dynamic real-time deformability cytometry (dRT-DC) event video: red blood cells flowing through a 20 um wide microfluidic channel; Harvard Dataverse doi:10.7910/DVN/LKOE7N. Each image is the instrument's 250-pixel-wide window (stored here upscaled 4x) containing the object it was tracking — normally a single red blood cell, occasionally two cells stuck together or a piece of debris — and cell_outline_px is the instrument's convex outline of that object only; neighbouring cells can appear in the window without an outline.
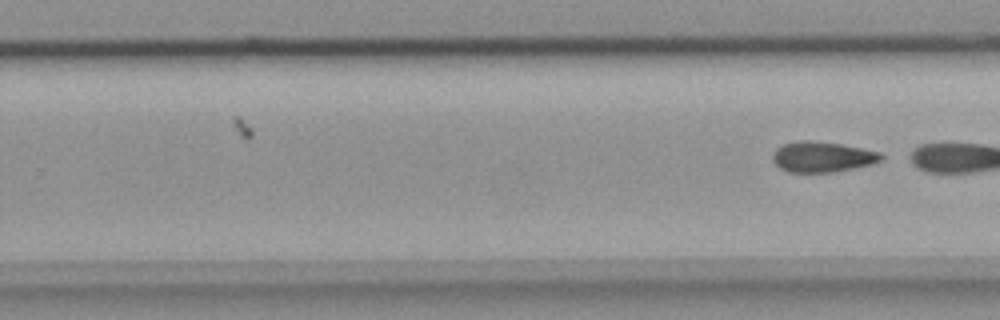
{"species": "common noctule bat (a hibernating species)", "species_latin": "Nyctalus noctula", "temperature_condition": "room temperature", "stored_images_in_passage": 8, "segment_of_instrument_passage": [2, 2], "camera_frame_rate_fps": 3000, "um_per_image_px": 0.085, "animal": {"sex": "female", "body_mass_g": 18.4}, "frame": {"image": 1, "passage_image": 8, "time_ms": 2.333, "image_size_px": [1000, 320], "cell_outline_px": [[884, 156], [880, 160], [872, 164], [836, 172], [788, 172], [780, 168], [772, 160], [772, 156], [776, 148], [784, 144], [800, 140], [808, 140], [840, 144], [880, 152]], "centroid_in_image_um": [69.88, 13.34], "position_along_channel_um": 259.9, "area_um2": 19.19}}